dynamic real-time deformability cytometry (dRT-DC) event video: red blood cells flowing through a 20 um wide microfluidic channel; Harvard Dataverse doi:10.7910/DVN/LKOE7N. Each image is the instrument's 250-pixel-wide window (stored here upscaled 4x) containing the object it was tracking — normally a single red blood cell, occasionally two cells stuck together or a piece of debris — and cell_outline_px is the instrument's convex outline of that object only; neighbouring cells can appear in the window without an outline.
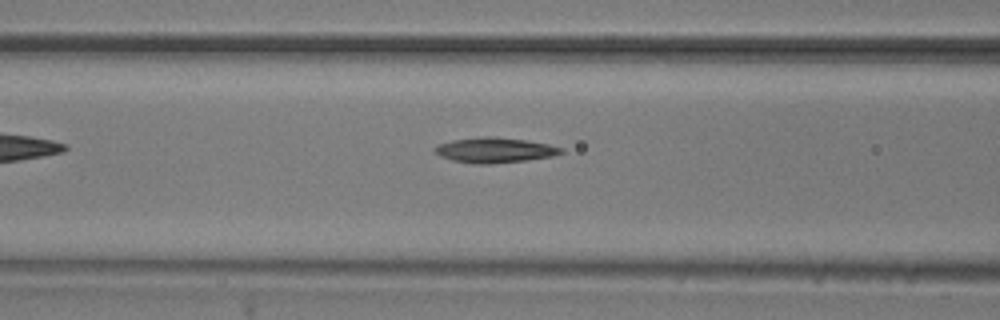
{"species": "common noctule bat (a hibernating species)", "species_latin": "Nyctalus noctula", "temperature_condition": "room temperature", "stored_images_in_passage": 7, "camera_frame_rate_fps": 3000, "um_per_image_px": 0.085, "animal": {"sex": "male", "body_mass_g": 20.5, "forearm_length_mm": 52.5}, "frame": {"image": 1, "passage_image": 5, "time_ms": 1.333, "image_size_px": [1000, 320], "cell_outline_px": [[564, 152], [552, 156], [524, 160], [488, 164], [472, 164], [452, 160], [440, 156], [432, 148], [436, 144], [452, 140], [484, 136], [496, 136], [528, 140], [548, 144], [564, 148]], "centroid_in_image_um": [42.02, 12.75], "position_along_channel_um": 124.6, "area_um2": 18.67}}